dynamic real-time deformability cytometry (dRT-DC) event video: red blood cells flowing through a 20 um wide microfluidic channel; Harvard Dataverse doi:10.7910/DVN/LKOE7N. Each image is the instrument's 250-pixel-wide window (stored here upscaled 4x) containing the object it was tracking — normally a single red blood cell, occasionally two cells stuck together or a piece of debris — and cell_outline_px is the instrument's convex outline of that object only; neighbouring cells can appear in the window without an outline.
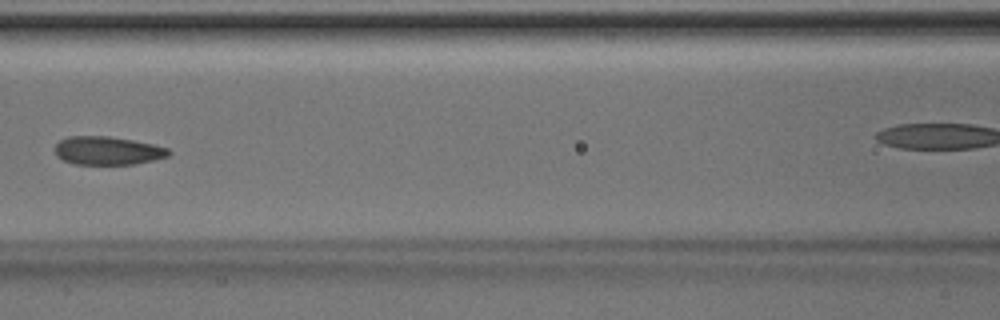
{"species": "Egyptian fruit bat (a non-hibernating species)", "species_latin": "Rousettus aegyptiacus", "temperature_condition": "room temperature", "stored_images_in_passage": 7, "camera_frame_rate_fps": 3000, "um_per_image_px": 0.085, "animal": {"sex": "male"}, "frame": {"image": 1, "passage_image": 5, "time_ms": 1.333, "image_size_px": [1000, 320], "cell_outline_px": [[172, 152], [168, 156], [136, 164], [72, 164], [56, 156], [56, 144], [60, 140], [68, 136], [108, 136], [132, 140], [152, 144], [168, 148]], "centroid_in_image_um": [9.14, 12.8], "position_along_channel_um": 157.5, "area_um2": 18.73}}